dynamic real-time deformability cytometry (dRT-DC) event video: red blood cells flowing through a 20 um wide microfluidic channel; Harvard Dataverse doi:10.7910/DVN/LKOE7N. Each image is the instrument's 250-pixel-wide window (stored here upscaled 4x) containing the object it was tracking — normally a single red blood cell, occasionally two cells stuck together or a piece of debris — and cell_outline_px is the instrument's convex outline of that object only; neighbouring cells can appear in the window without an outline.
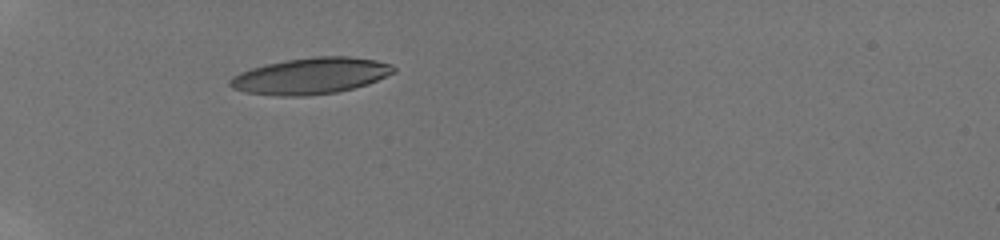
{"species": "human", "species_latin": "Homo sapiens", "temperature_condition": "room temperature", "stored_images_in_passage": 11, "camera_frame_rate_fps": 3000, "um_per_image_px": 0.085, "donor": {"sex": "male"}, "frame": {"image": 1, "passage_image": 1, "time_ms": 0.0, "image_size_px": [1000, 240], "cell_outline_px": [[396, 72], [368, 84], [336, 92], [308, 96], [276, 96], [244, 92], [232, 88], [228, 84], [228, 80], [232, 76], [240, 72], [264, 64], [312, 56], [348, 56], [376, 60], [392, 64], [396, 68]], "centroid_in_image_um": [26.4, 6.45], "position_along_channel_um": 58.6, "area_um2": 34.85}}
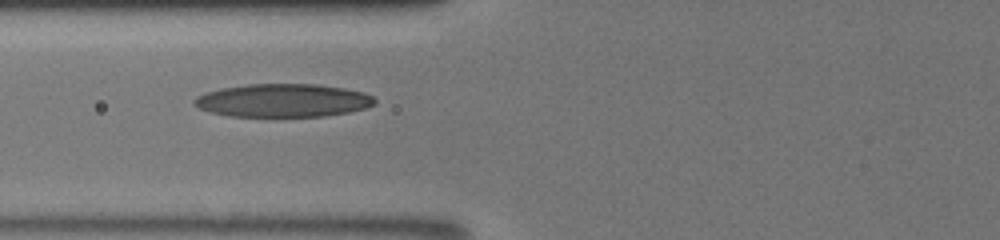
{"frame": {"image": 2, "passage_image": 10, "time_ms": 1.667, "image_size_px": [1000, 240], "cell_outline_px": [[376, 104], [364, 108], [348, 112], [324, 116], [228, 116], [208, 112], [192, 104], [192, 100], [196, 96], [204, 92], [220, 88], [248, 84], [316, 84], [344, 88], [364, 92], [372, 96], [376, 100]], "centroid_in_image_um": [24.01, 8.53], "position_along_channel_um": 101.8, "area_um2": 35.08}}